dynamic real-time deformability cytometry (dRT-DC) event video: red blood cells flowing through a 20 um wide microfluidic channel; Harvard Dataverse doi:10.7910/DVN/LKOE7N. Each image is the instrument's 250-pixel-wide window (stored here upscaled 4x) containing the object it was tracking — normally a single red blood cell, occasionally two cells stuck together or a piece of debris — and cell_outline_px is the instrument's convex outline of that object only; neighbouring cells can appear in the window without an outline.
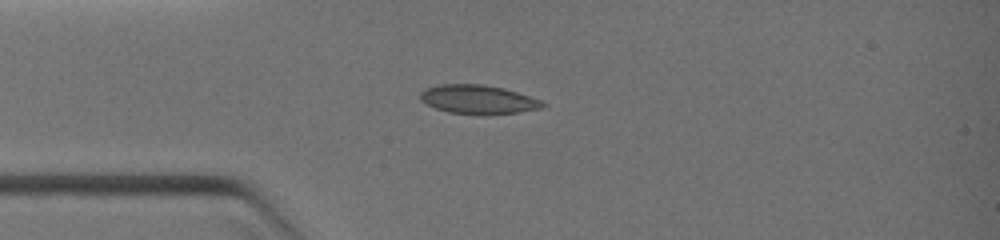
{"species": "common noctule bat (a hibernating species)", "species_latin": "Nyctalus noctula", "temperature_condition": "warm", "stored_images_in_passage": 39, "camera_frame_rate_fps": 3000, "um_per_image_px": 0.085, "animal": {"sex": "female", "body_mass_g": 19.0, "forearm_length_mm": 51.5}, "frame": {"image": 1, "passage_image": 8, "time_ms": 2.333, "image_size_px": [1000, 240], "cell_outline_px": [[548, 104], [540, 108], [516, 112], [480, 116], [448, 112], [436, 108], [420, 100], [420, 92], [424, 88], [440, 84], [484, 84], [504, 88], [540, 100]], "centroid_in_image_um": [40.6, 8.46], "position_along_channel_um": 44.4, "area_um2": 20.75}}
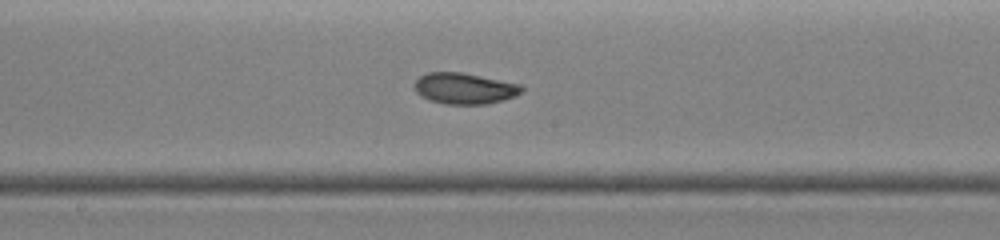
{"frame": {"image": 2, "passage_image": 20, "time_ms": 5.667, "image_size_px": [1000, 240], "cell_outline_px": [[524, 88], [520, 92], [504, 100], [488, 104], [444, 104], [428, 100], [420, 96], [416, 92], [416, 80], [420, 76], [428, 72], [464, 72], [520, 84]], "centroid_in_image_um": [39.47, 7.51], "position_along_channel_um": 208.7, "area_um2": 19.42}}
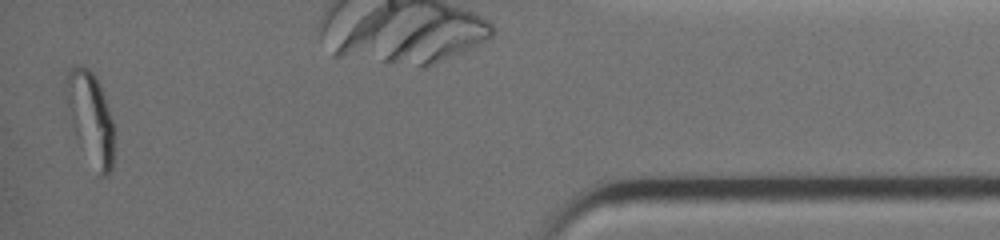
{"frame": {"image": 3, "passage_image": 38, "time_ms": 11.0, "image_size_px": [1000, 240], "cell_outline_px": [[116, 128], [112, 168], [104, 176], [100, 176], [76, 136], [72, 124], [68, 104], [68, 68], [76, 64], [84, 64], [96, 76], [100, 84]], "centroid_in_image_um": [7.77, 9.98], "position_along_channel_um": 427.4, "area_um2": 25.26}}